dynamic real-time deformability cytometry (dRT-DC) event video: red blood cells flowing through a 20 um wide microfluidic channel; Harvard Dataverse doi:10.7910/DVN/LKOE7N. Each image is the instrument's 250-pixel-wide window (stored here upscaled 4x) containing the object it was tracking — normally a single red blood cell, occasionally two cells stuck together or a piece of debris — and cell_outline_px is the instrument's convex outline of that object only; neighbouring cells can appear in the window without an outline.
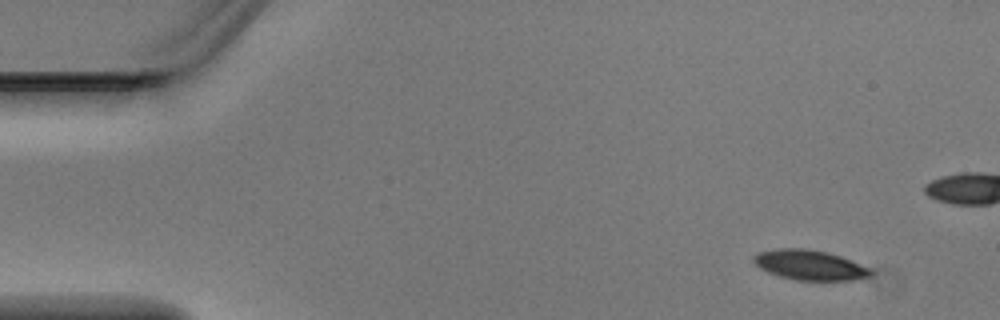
{"species": "Egyptian fruit bat (a non-hibernating species)", "species_latin": "Rousettus aegyptiacus", "temperature_condition": "warm", "stored_images_in_passage": 7, "segment_of_instrument_passage": [1, 2], "camera_frame_rate_fps": 3000, "um_per_image_px": 0.085, "animal": {"sex": "male"}, "frame": {"image": 1, "passage_image": 1, "time_ms": 0.0, "image_size_px": [1000, 320], "cell_outline_px": [[872, 272], [868, 276], [852, 280], [792, 280], [768, 272], [760, 268], [752, 260], [752, 256], [760, 252], [776, 248], [808, 248], [828, 252], [840, 256], [872, 268]], "centroid_in_image_um": [68.81, 22.52], "position_along_channel_um": 16.2, "area_um2": 20.52}}
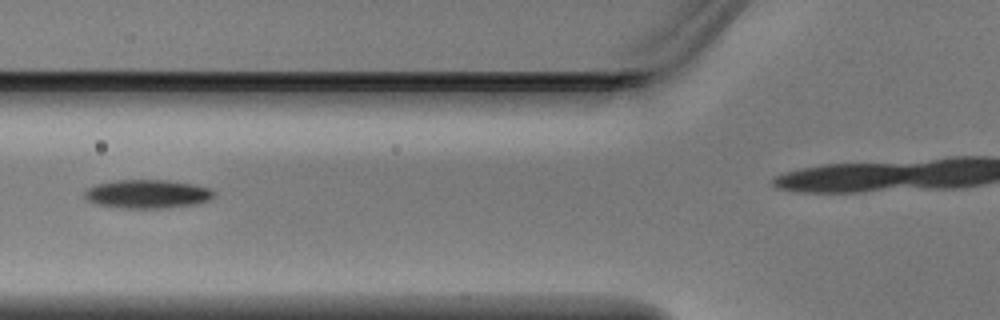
{"frame": {"image": 2, "passage_image": 6, "time_ms": 1.667, "image_size_px": [1000, 320], "cell_outline_px": [[216, 192], [208, 200], [196, 204], [168, 208], [120, 208], [96, 204], [88, 200], [84, 196], [84, 192], [88, 188], [96, 184], [116, 180], [168, 180], [196, 184], [208, 188]], "centroid_in_image_um": [12.53, 16.49], "position_along_channel_um": 113.3, "area_um2": 21.68}}